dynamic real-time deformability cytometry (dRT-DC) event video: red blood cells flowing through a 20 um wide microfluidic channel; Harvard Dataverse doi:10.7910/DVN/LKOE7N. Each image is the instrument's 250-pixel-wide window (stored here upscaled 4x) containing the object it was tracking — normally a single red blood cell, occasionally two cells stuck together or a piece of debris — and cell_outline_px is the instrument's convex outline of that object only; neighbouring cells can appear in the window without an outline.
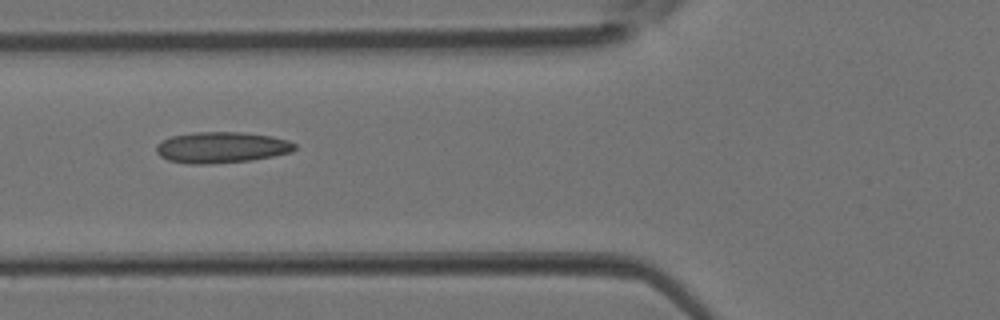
{"species": "Egyptian fruit bat (a non-hibernating species)", "species_latin": "Rousettus aegyptiacus", "temperature_condition": "room temperature", "stored_images_in_passage": 2, "camera_frame_rate_fps": 3000, "um_per_image_px": 0.085, "animal": {"sex": "female"}, "frame": {"image": 1, "passage_image": 2, "time_ms": 0.333, "image_size_px": [1000, 320], "cell_outline_px": [[296, 148], [292, 152], [252, 160], [208, 164], [188, 164], [168, 160], [160, 156], [156, 152], [156, 144], [172, 136], [196, 132], [240, 132], [272, 136], [288, 140], [296, 144]], "centroid_in_image_um": [18.83, 12.53], "position_along_channel_um": 107.0, "area_um2": 25.09}}